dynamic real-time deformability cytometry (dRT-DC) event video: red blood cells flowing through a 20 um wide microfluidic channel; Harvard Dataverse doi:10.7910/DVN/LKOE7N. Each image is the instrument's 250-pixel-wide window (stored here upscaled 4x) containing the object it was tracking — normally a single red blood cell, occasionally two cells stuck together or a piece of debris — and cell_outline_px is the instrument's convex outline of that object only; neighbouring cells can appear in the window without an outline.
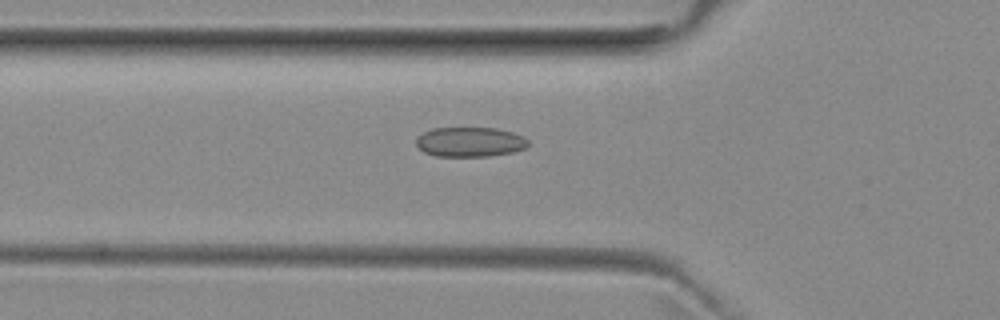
{"species": "common noctule bat (a hibernating species)", "species_latin": "Nyctalus noctula", "temperature_condition": "room temperature", "stored_images_in_passage": 52, "camera_frame_rate_fps": 3000, "um_per_image_px": 0.085, "animal": {"sex": "female", "body_mass_g": 29.2, "forearm_length_mm": 56.3}, "frame": {"image": 1, "passage_image": 18, "time_ms": 5.667, "image_size_px": [1000, 320], "cell_outline_px": [[528, 144], [524, 148], [512, 152], [488, 156], [436, 156], [424, 152], [416, 144], [416, 140], [424, 132], [432, 128], [496, 128], [512, 132], [524, 136], [528, 140]], "centroid_in_image_um": [39.95, 12.06], "position_along_channel_um": 85.8, "area_um2": 19.25}}
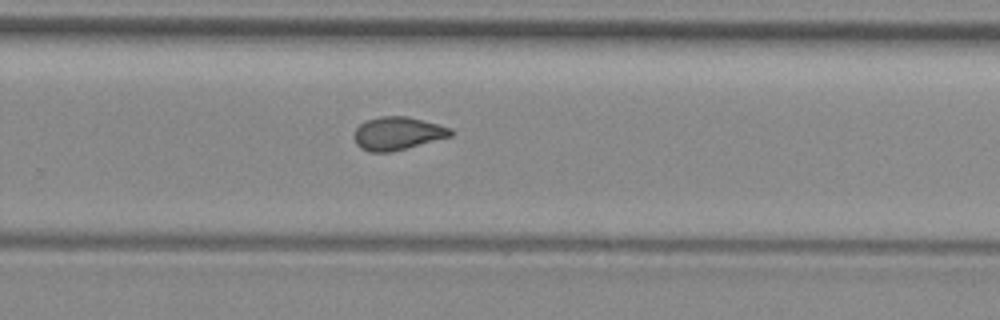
{"frame": {"image": 2, "passage_image": 34, "time_ms": 11.0, "image_size_px": [1000, 320], "cell_outline_px": [[452, 136], [392, 152], [372, 152], [360, 148], [356, 144], [352, 136], [356, 128], [360, 124], [368, 120], [380, 116], [408, 116], [452, 128]], "centroid_in_image_um": [33.77, 11.34], "position_along_channel_um": 296.0, "area_um2": 18.67}}
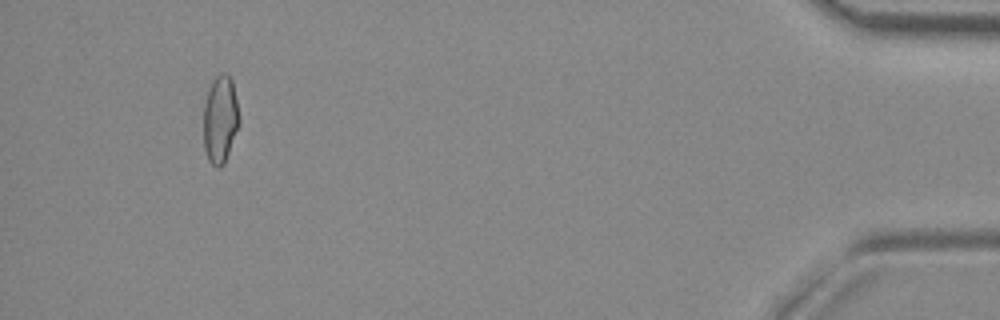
{"frame": {"image": 3, "passage_image": 49, "time_ms": 16.0, "image_size_px": [1000, 320], "cell_outline_px": [[240, 124], [224, 164], [220, 168], [216, 168], [208, 160], [204, 148], [204, 104], [208, 88], [212, 80], [220, 72], [228, 72], [232, 80], [240, 120]], "centroid_in_image_um": [18.72, 10.13], "position_along_channel_um": 416.5, "area_um2": 18.5}, "authors_computed_cell_mechanics": {"area_um2": 18.7561, "velocity_mm_per_s": 3.9431, "shape_relaxation_time_tau1_ms": null, "shape_relaxation_time_tau2_ms": 1.4808, "deformation_change_tau1": null, "deformation_change_tau2": 0.0714}}